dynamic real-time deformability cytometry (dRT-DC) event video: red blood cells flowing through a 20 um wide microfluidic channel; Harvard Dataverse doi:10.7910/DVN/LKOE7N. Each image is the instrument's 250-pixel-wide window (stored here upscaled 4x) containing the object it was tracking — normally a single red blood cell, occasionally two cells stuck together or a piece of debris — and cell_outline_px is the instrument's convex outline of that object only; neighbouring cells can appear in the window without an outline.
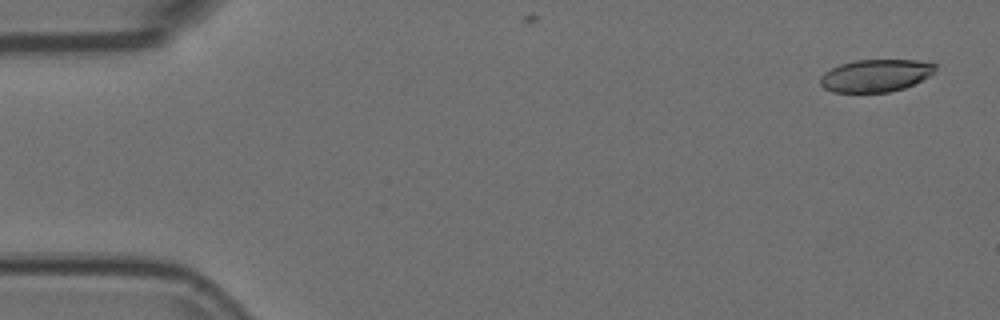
{"species": "Egyptian fruit bat (a non-hibernating species)", "species_latin": "Rousettus aegyptiacus", "temperature_condition": "room temperature", "stored_images_in_passage": 2, "camera_frame_rate_fps": 3000, "um_per_image_px": 0.085, "animal": {"sex": "female"}, "frame": {"image": 1, "passage_image": 1, "time_ms": 0.0, "image_size_px": [1000, 320], "cell_outline_px": [[936, 68], [928, 76], [904, 88], [888, 92], [832, 92], [824, 88], [820, 84], [820, 76], [824, 72], [840, 64], [856, 60], [916, 60], [936, 64]], "centroid_in_image_um": [74.38, 6.42], "position_along_channel_um": 10.6, "area_um2": 21.56}}